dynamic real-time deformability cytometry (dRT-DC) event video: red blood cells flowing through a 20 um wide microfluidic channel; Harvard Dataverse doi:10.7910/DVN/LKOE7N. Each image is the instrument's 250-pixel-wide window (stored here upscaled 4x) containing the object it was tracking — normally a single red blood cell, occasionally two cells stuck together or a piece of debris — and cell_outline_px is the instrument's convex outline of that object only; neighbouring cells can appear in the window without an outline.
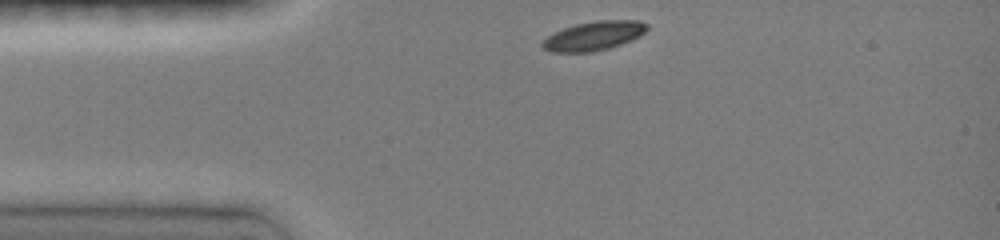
{"species": "common noctule bat (a hibernating species)", "species_latin": "Nyctalus noctula", "temperature_condition": "room temperature", "stored_images_in_passage": 26, "camera_frame_rate_fps": 3000, "um_per_image_px": 0.085, "animal": {"sex": "female", "body_mass_g": 19.0, "forearm_length_mm": 51.5}, "frame": {"image": 1, "passage_image": 1, "time_ms": 0.0, "image_size_px": [1000, 240], "cell_outline_px": [[648, 28], [640, 36], [620, 44], [608, 48], [592, 52], [552, 52], [544, 48], [540, 44], [548, 36], [564, 28], [576, 24], [596, 20], [640, 20], [648, 24]], "centroid_in_image_um": [50.5, 3.04], "position_along_channel_um": 34.5, "area_um2": 17.57}}
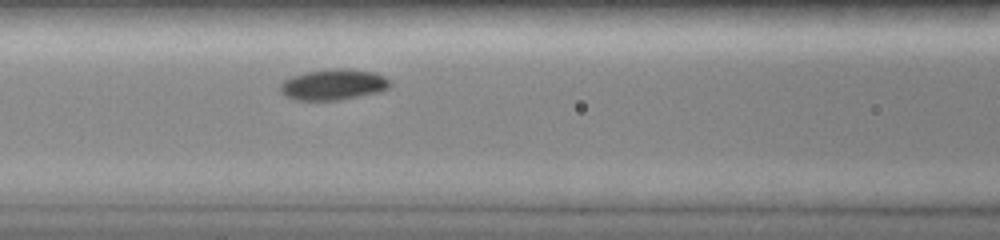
{"frame": {"image": 2, "passage_image": 11, "time_ms": 3.333, "image_size_px": [1000, 240], "cell_outline_px": [[392, 84], [388, 88], [380, 92], [340, 100], [292, 100], [284, 96], [280, 92], [280, 84], [284, 80], [292, 76], [304, 72], [332, 68], [344, 68], [372, 72], [384, 76], [392, 80]], "centroid_in_image_um": [28.33, 7.19], "position_along_channel_um": 138.3, "area_um2": 20.06}}
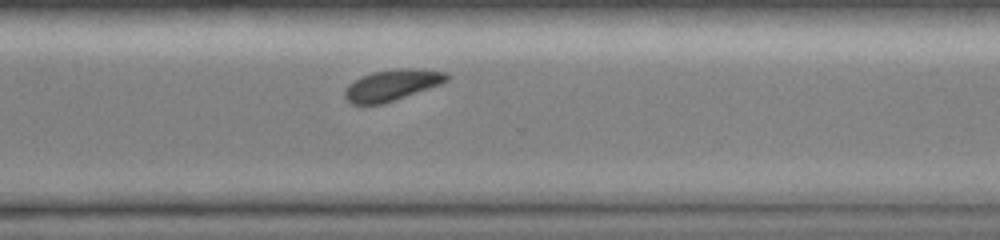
{"frame": {"image": 3, "passage_image": 24, "time_ms": 8.333, "image_size_px": [1000, 240], "cell_outline_px": [[452, 76], [448, 80], [440, 84], [384, 104], [352, 104], [344, 96], [344, 92], [348, 84], [372, 72], [396, 68], [412, 68], [448, 72]], "centroid_in_image_um": [33.36, 7.22], "position_along_channel_um": 337.2, "area_um2": 18.44}}